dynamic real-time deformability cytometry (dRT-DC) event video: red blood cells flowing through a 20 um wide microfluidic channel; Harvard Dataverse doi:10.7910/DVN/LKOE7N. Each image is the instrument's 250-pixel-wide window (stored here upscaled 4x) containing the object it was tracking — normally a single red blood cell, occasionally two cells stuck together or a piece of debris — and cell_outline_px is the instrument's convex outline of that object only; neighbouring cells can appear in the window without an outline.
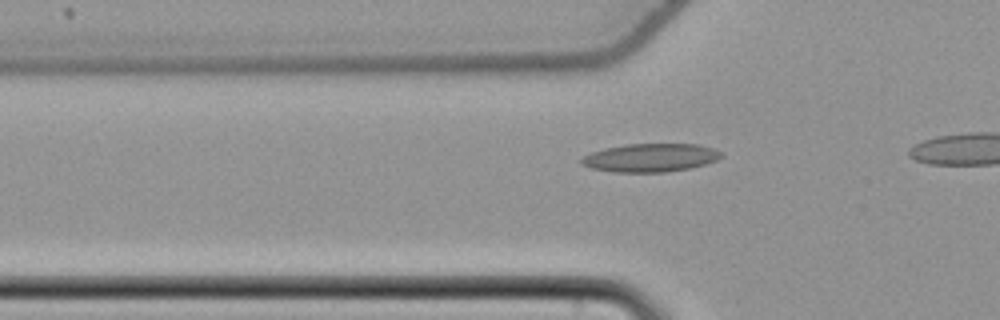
{"species": "common noctule bat (a hibernating species)", "species_latin": "Nyctalus noctula", "temperature_condition": "cold", "stored_images_in_passage": 16, "camera_frame_rate_fps": 3000, "um_per_image_px": 0.085, "animal": {"sex": "female", "body_mass_g": 22.7, "forearm_length_mm": 54.2}, "frame": {"image": 1, "passage_image": 10, "time_ms": 3.0, "image_size_px": [1000, 320], "cell_outline_px": [[724, 156], [716, 160], [692, 168], [668, 172], [612, 172], [592, 168], [580, 164], [580, 160], [584, 156], [592, 152], [604, 148], [628, 144], [700, 144], [712, 148], [720, 152]], "centroid_in_image_um": [55.29, 13.41], "position_along_channel_um": 70.5, "area_um2": 23.12}}
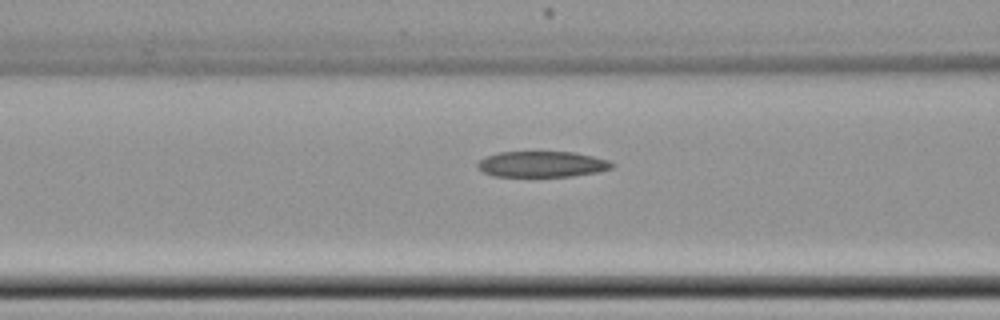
{"frame": {"image": 2, "passage_image": 14, "time_ms": 4.333, "image_size_px": [1000, 320], "cell_outline_px": [[616, 164], [612, 168], [600, 172], [572, 176], [492, 176], [476, 168], [476, 164], [480, 160], [488, 156], [500, 152], [576, 152], [608, 160]], "centroid_in_image_um": [46.1, 13.96], "position_along_channel_um": 120.5, "area_um2": 20.29}}